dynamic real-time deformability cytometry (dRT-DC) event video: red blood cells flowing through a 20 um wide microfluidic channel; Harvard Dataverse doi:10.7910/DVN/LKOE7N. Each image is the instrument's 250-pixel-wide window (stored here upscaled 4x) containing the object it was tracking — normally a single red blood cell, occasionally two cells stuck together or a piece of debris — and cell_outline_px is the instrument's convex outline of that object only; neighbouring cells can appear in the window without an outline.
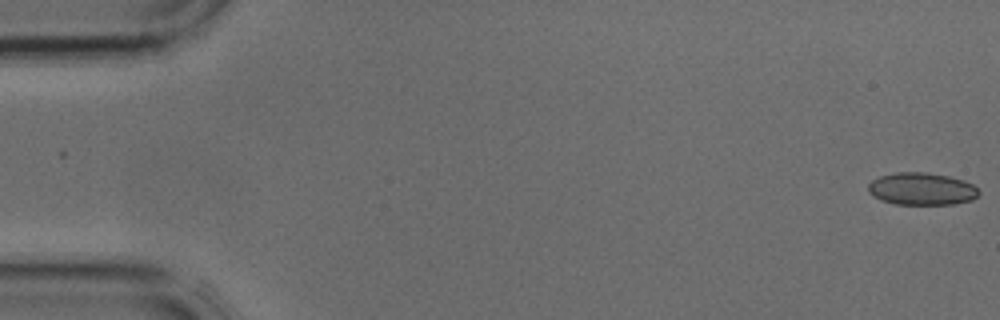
{"species": "common noctule bat (a hibernating species)", "species_latin": "Nyctalus noctula", "temperature_condition": "cold", "stored_images_in_passage": 3, "camera_frame_rate_fps": 3000, "um_per_image_px": 0.085, "animal": {"sex": "male", "body_mass_g": 17.9, "forearm_length_mm": 54.2}, "frame": {"image": 1, "passage_image": 1, "time_ms": 0.0, "image_size_px": [1000, 320], "cell_outline_px": [[980, 192], [972, 200], [956, 204], [896, 204], [880, 200], [868, 192], [868, 184], [872, 180], [880, 176], [896, 172], [924, 172], [948, 176], [964, 180], [972, 184]], "centroid_in_image_um": [78.33, 16.05], "position_along_channel_um": 6.7, "area_um2": 20.87}}
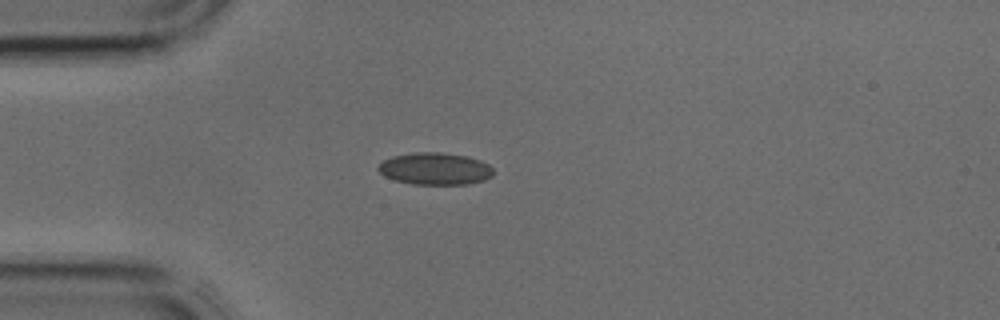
{"frame": {"image": 2, "passage_image": 3, "time_ms": 0.667, "image_size_px": [1000, 320], "cell_outline_px": [[492, 176], [484, 180], [468, 184], [412, 184], [396, 180], [384, 176], [376, 168], [384, 160], [392, 156], [416, 152], [440, 152], [468, 156], [480, 160], [488, 164], [492, 168]], "centroid_in_image_um": [36.98, 14.34], "position_along_channel_um": 48.0, "area_um2": 21.5}}